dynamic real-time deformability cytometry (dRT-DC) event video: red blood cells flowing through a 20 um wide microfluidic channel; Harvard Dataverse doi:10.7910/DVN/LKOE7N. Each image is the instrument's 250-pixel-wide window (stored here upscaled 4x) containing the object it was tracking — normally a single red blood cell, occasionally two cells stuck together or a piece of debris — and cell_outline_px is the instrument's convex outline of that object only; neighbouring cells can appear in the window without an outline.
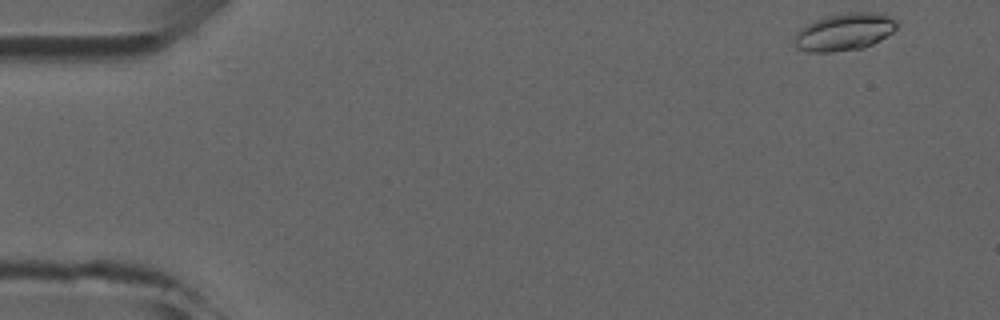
{"species": "common noctule bat (a hibernating species)", "species_latin": "Nyctalus noctula", "temperature_condition": "room temperature", "stored_images_in_passage": 4, "camera_frame_rate_fps": 3000, "um_per_image_px": 0.085, "animal": {"sex": "male", "forearm_length_mm": 52.5}, "frame": {"image": 1, "passage_image": 1, "time_ms": 0.0, "image_size_px": [1000, 320], "cell_outline_px": [[900, 20], [896, 28], [892, 32], [880, 40], [864, 48], [832, 52], [808, 52], [796, 48], [796, 32], [804, 24], [828, 16], [844, 12], [884, 12], [896, 16]], "centroid_in_image_um": [71.85, 2.68], "position_along_channel_um": 13.2, "area_um2": 22.77}}